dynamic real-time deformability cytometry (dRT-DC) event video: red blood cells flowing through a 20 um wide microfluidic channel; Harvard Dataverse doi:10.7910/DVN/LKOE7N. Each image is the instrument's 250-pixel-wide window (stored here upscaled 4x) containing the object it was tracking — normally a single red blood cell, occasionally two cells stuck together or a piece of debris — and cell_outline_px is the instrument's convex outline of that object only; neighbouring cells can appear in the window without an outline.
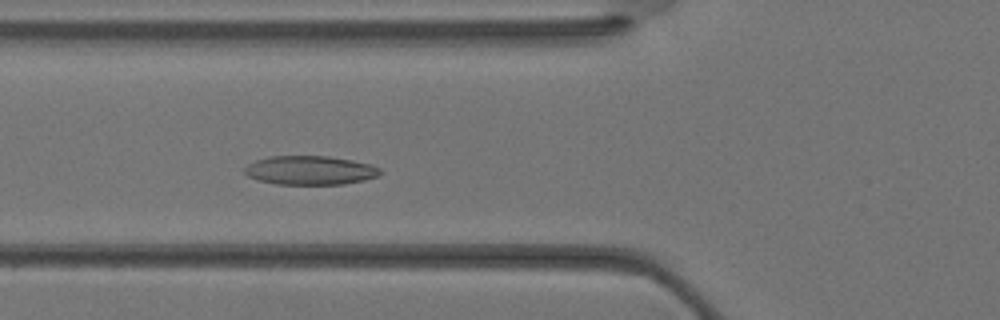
{"species": "Egyptian fruit bat (a non-hibernating species)", "species_latin": "Rousettus aegyptiacus", "temperature_condition": "warm", "stored_images_in_passage": 34, "camera_frame_rate_fps": 3000, "um_per_image_px": 0.085, "animal": {"sex": "female"}, "frame": {"image": 1, "passage_image": 11, "time_ms": 3.333, "image_size_px": [1000, 320], "cell_outline_px": [[380, 172], [376, 176], [364, 180], [344, 184], [276, 184], [260, 180], [248, 176], [244, 172], [244, 168], [248, 164], [256, 160], [268, 156], [328, 156], [352, 160], [368, 164], [380, 168]], "centroid_in_image_um": [26.32, 14.47], "position_along_channel_um": 99.5, "area_um2": 22.66}}
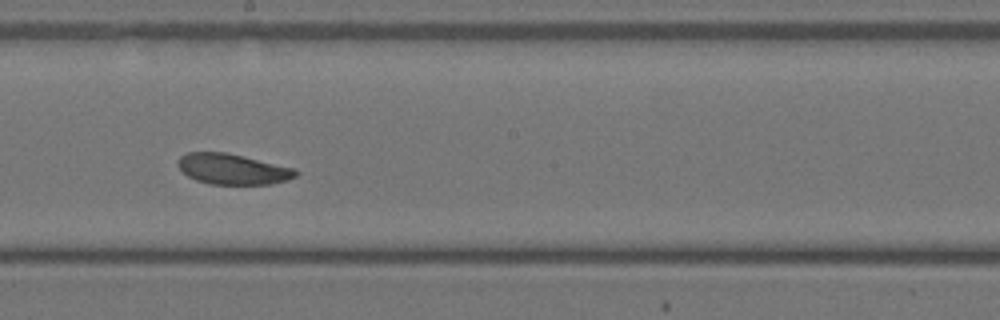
{"frame": {"image": 2, "passage_image": 18, "time_ms": 5.667, "image_size_px": [1000, 320], "cell_outline_px": [[300, 172], [296, 176], [288, 180], [272, 184], [208, 184], [196, 180], [188, 176], [176, 164], [180, 156], [188, 152], [224, 152], [296, 168]], "centroid_in_image_um": [19.8, 14.38], "position_along_channel_um": 228.4, "area_um2": 21.04}}
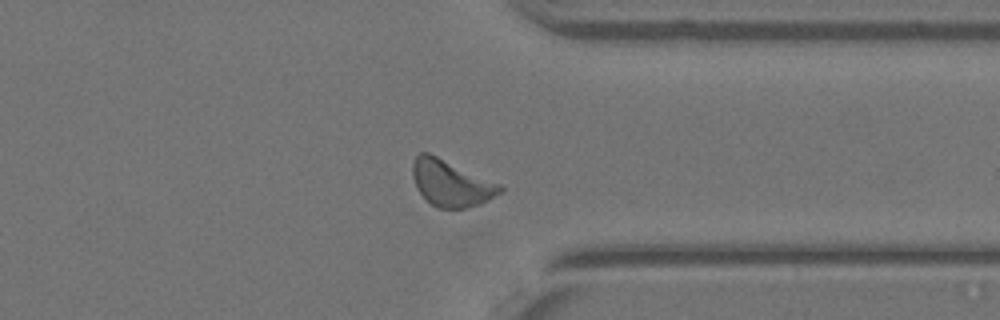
{"frame": {"image": 3, "passage_image": 26, "time_ms": 8.333, "image_size_px": [1000, 320], "cell_outline_px": [[504, 188], [500, 192], [488, 200], [480, 204], [468, 208], [440, 208], [432, 204], [416, 188], [412, 176], [412, 164], [416, 156], [420, 152], [428, 152], [500, 184]], "centroid_in_image_um": [38.32, 15.57], "position_along_channel_um": 373.1, "area_um2": 23.29}}